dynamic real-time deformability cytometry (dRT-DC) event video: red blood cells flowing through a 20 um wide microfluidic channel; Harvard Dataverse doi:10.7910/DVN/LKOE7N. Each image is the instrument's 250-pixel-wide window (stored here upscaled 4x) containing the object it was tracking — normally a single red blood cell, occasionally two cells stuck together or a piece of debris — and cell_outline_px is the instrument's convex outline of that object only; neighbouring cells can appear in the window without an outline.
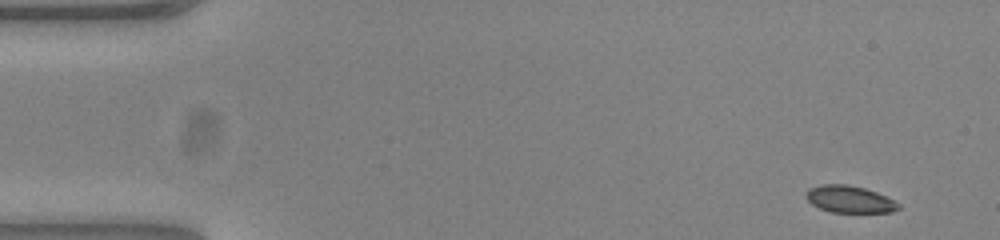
{"species": "common noctule bat (a hibernating species)", "species_latin": "Nyctalus noctula", "temperature_condition": "warm", "stored_images_in_passage": 14, "camera_frame_rate_fps": 3000, "um_per_image_px": 0.085, "animal": {"sex": "female", "body_mass_g": 23.0, "forearm_length_mm": 53.4}, "frame": {"image": 1, "passage_image": 1, "time_ms": 0.0, "image_size_px": [1000, 240], "cell_outline_px": [[900, 208], [892, 212], [832, 212], [820, 208], [812, 204], [804, 196], [808, 188], [820, 184], [844, 184], [864, 188], [876, 192], [900, 204]], "centroid_in_image_um": [72.17, 16.93], "position_along_channel_um": 12.8, "area_um2": 14.45}}